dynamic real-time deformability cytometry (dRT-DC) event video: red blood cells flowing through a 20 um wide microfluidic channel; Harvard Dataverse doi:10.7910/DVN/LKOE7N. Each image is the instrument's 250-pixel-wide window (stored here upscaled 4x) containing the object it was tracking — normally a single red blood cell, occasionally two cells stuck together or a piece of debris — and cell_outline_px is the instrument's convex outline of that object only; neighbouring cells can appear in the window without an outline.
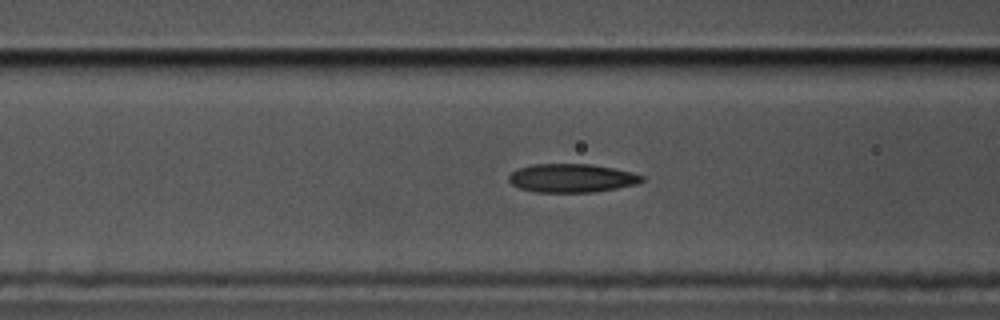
{"species": "common noctule bat (a hibernating species)", "species_latin": "Nyctalus noctula", "temperature_condition": "cold", "stored_images_in_passage": 58, "camera_frame_rate_fps": 3000, "um_per_image_px": 0.085, "animal": {"sex": "male", "body_mass_g": 17.5, "forearm_length_mm": 52.3}, "frame": {"image": 1, "passage_image": 22, "time_ms": 7.0, "image_size_px": [1000, 320], "cell_outline_px": [[644, 180], [636, 184], [616, 188], [592, 192], [536, 192], [520, 188], [512, 184], [508, 180], [508, 176], [512, 172], [520, 168], [532, 164], [592, 164], [632, 172], [644, 176]], "centroid_in_image_um": [48.59, 15.13], "position_along_channel_um": 118.0, "area_um2": 22.02}}
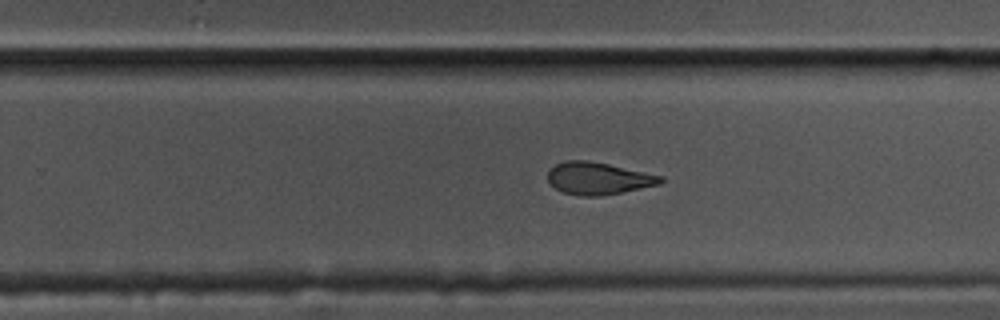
{"frame": {"image": 2, "passage_image": 36, "time_ms": 11.667, "image_size_px": [1000, 320], "cell_outline_px": [[664, 180], [660, 184], [600, 196], [580, 196], [564, 192], [556, 188], [548, 180], [548, 172], [556, 164], [564, 160], [588, 160], [608, 164], [664, 176]], "centroid_in_image_um": [50.86, 15.15], "position_along_channel_um": 278.9, "area_um2": 20.98}}
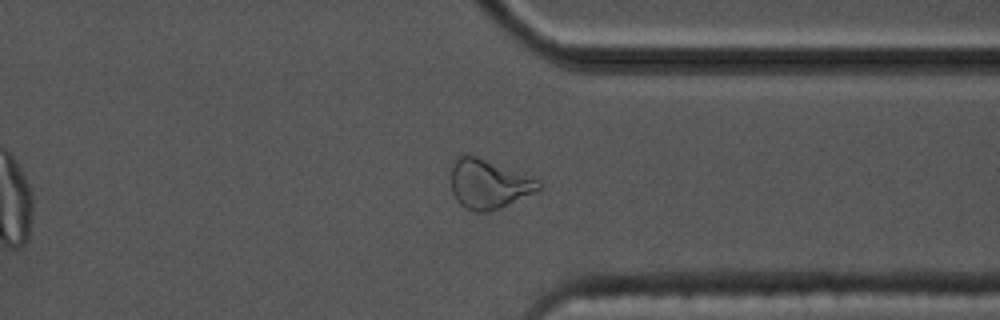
{"frame": {"image": 3, "passage_image": 44, "time_ms": 14.333, "image_size_px": [1000, 320], "cell_outline_px": [[544, 188], [500, 208], [488, 212], [476, 212], [464, 208], [456, 200], [452, 192], [452, 160], [464, 152], [468, 152], [536, 176], [540, 180]], "centroid_in_image_um": [41.58, 15.59], "position_along_channel_um": 369.8, "area_um2": 26.24}, "authors_computed_cell_mechanics": {"area_um2": 22.3108, "velocity_mm_per_s": 3.4546, "shape_relaxation_time_tau1_ms": null, "shape_relaxation_time_tau2_ms": 3.7484, "deformation_change_tau1": null, "deformation_change_tau2": 0.1065}}